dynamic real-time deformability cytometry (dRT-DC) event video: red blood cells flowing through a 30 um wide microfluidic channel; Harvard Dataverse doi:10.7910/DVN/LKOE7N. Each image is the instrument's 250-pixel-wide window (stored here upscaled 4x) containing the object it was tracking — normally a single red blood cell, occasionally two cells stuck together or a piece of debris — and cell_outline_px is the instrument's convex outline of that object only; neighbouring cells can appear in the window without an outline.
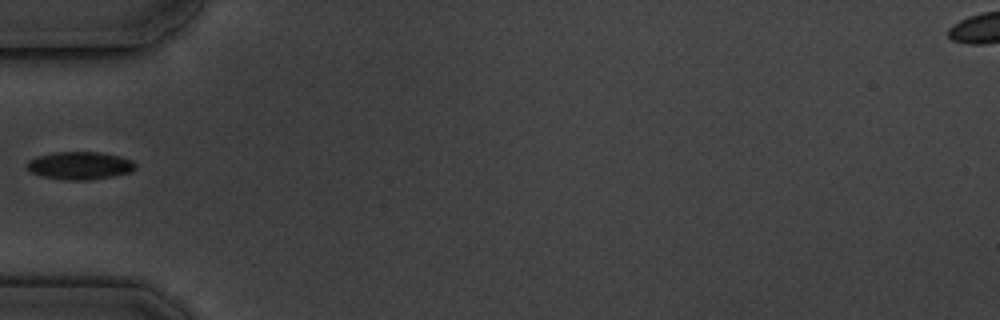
{"species": "common noctule bat (a hibernating species)", "species_latin": "Nyctalus noctula", "temperature_condition": "cold", "stored_images_in_passage": 6, "camera_frame_rate_fps": 3000, "um_per_image_px": 0.085, "animal": {"sex": "male", "body_mass_g": 19.5, "forearm_length_mm": 54.6}, "frame": {"image": 1, "passage_image": 6, "time_ms": 5.667, "image_size_px": [1000, 320], "cell_outline_px": [[136, 168], [128, 172], [112, 176], [88, 180], [68, 180], [40, 176], [28, 172], [24, 168], [28, 160], [36, 156], [52, 152], [100, 152], [120, 156], [132, 160], [136, 164]], "centroid_in_image_um": [6.71, 14.07], "position_along_channel_um": 78.3, "area_um2": 17.8}}